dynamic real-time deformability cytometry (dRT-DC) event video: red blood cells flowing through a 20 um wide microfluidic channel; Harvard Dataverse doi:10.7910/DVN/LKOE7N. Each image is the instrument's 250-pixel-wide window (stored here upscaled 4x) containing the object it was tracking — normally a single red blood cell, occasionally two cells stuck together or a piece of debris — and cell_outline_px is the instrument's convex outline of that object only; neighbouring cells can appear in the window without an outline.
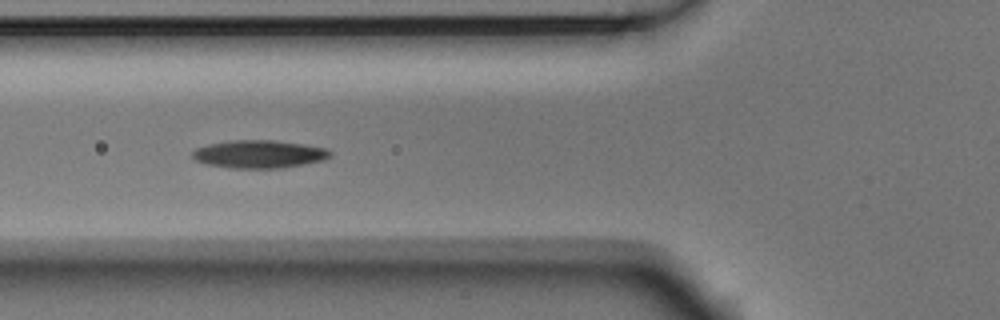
{"species": "Egyptian fruit bat (a non-hibernating species)", "species_latin": "Rousettus aegyptiacus", "temperature_condition": "room temperature", "stored_images_in_passage": 8, "camera_frame_rate_fps": 3000, "um_per_image_px": 0.085, "animal": {"sex": "male"}, "frame": {"image": 1, "passage_image": 5, "time_ms": 1.333, "image_size_px": [1000, 320], "cell_outline_px": [[332, 156], [324, 160], [284, 168], [232, 168], [208, 164], [196, 160], [192, 156], [192, 152], [196, 148], [208, 144], [228, 140], [276, 140], [304, 144], [328, 148], [332, 152]], "centroid_in_image_um": [22.07, 13.09], "position_along_channel_um": 103.7, "area_um2": 22.6}}
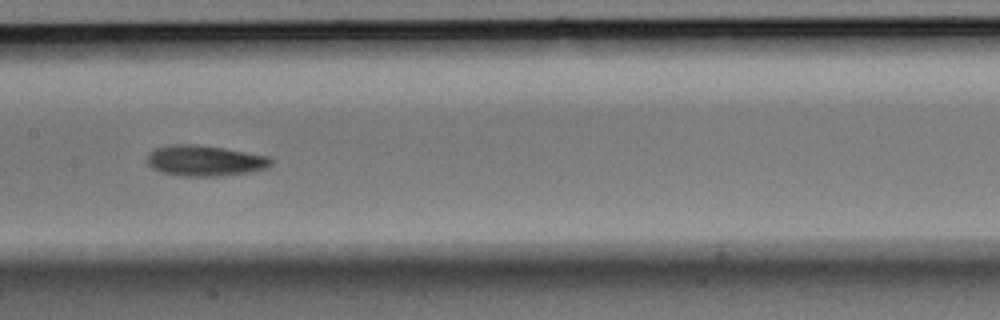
{"frame": {"image": 2, "passage_image": 7, "time_ms": 2.0, "image_size_px": [1000, 320], "cell_outline_px": [[272, 164], [268, 168], [252, 172], [220, 176], [180, 176], [160, 172], [152, 168], [148, 164], [148, 152], [156, 148], [172, 144], [196, 144], [224, 148], [268, 156], [272, 160]], "centroid_in_image_um": [17.42, 13.66], "position_along_channel_um": 190.0, "area_um2": 22.37}}
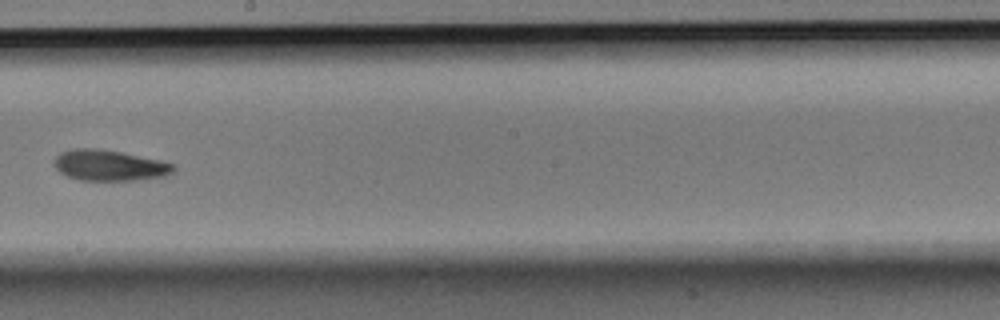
{"frame": {"image": 3, "passage_image": 8, "time_ms": 2.333, "image_size_px": [1000, 320], "cell_outline_px": [[176, 168], [172, 172], [164, 176], [132, 180], [80, 180], [68, 176], [60, 172], [52, 164], [56, 156], [60, 152], [76, 148], [92, 148], [120, 152], [164, 160], [176, 164]], "centroid_in_image_um": [9.31, 14.05], "position_along_channel_um": 238.9, "area_um2": 21.44}}